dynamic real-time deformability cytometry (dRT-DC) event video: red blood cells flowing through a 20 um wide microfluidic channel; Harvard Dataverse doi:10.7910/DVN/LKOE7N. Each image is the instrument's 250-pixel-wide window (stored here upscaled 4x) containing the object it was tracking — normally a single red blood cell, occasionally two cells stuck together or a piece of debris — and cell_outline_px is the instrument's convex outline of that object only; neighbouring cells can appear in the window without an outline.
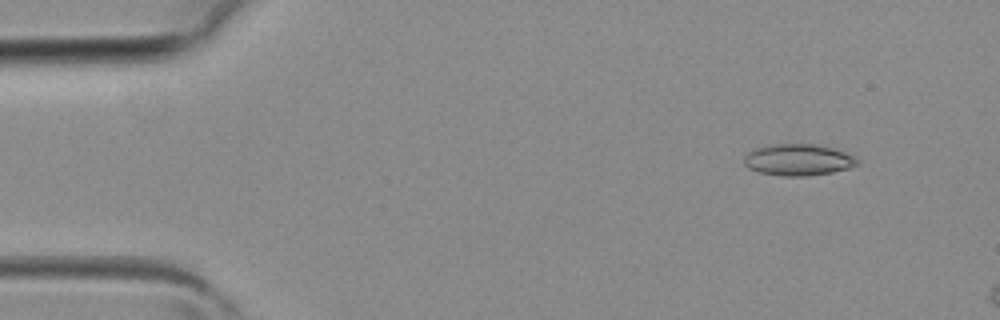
{"species": "common noctule bat (a hibernating species)", "species_latin": "Nyctalus noctula", "temperature_condition": "room temperature", "stored_images_in_passage": 4, "camera_frame_rate_fps": 3000, "um_per_image_px": 0.085, "animal": {"sex": "female", "body_mass_g": 19.3, "forearm_length_mm": 54.1}, "frame": {"image": 1, "passage_image": 2, "time_ms": 0.333, "image_size_px": [1000, 320], "cell_outline_px": [[860, 164], [848, 168], [832, 172], [808, 176], [784, 176], [760, 172], [748, 168], [744, 164], [744, 156], [748, 152], [756, 148], [768, 144], [812, 144], [832, 148], [844, 152], [860, 160]], "centroid_in_image_um": [67.83, 13.58], "position_along_channel_um": 17.2, "area_um2": 20.75}}